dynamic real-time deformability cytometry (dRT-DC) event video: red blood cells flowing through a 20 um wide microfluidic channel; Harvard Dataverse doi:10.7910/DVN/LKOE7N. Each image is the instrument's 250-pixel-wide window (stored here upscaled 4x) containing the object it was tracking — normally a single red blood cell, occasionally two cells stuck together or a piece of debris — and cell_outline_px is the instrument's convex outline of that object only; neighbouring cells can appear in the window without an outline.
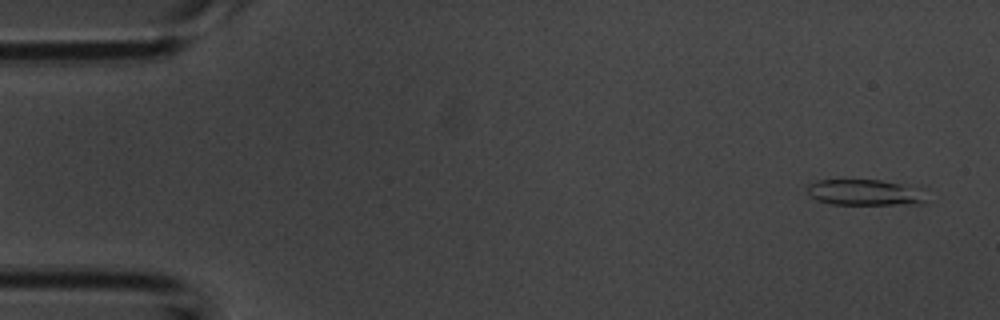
{"species": "common noctule bat (a hibernating species)", "species_latin": "Nyctalus noctula", "temperature_condition": "room temperature", "stored_images_in_passage": 53, "camera_frame_rate_fps": 3000, "um_per_image_px": 0.085, "animal": {"sex": "male", "body_mass_g": 20.1, "forearm_length_mm": 53.5}, "frame": {"image": 1, "passage_image": 3, "time_ms": 0.667, "image_size_px": [1000, 320], "cell_outline_px": [[928, 204], [832, 204], [816, 200], [808, 192], [808, 184], [816, 180], [880, 180], [908, 184], [920, 188]], "centroid_in_image_um": [73.57, 16.35], "position_along_channel_um": 11.4, "area_um2": 18.15}}
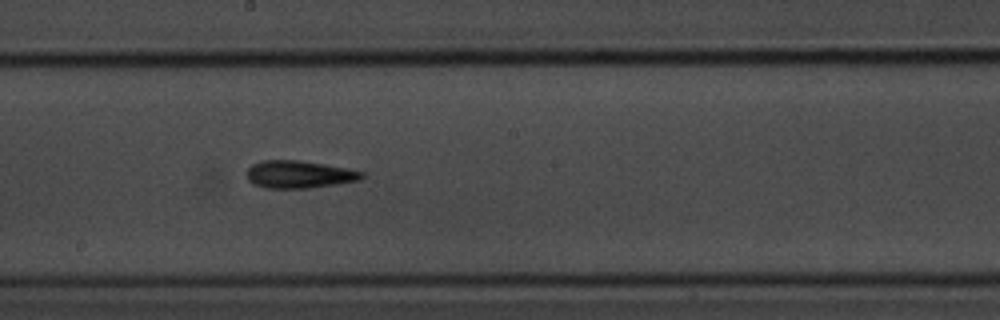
{"frame": {"image": 2, "passage_image": 29, "time_ms": 9.333, "image_size_px": [1000, 320], "cell_outline_px": [[364, 176], [360, 180], [336, 184], [308, 188], [264, 188], [252, 184], [248, 180], [248, 168], [252, 164], [260, 160], [300, 160], [348, 168], [364, 172]], "centroid_in_image_um": [25.41, 14.82], "position_along_channel_um": 222.8, "area_um2": 18.55}}
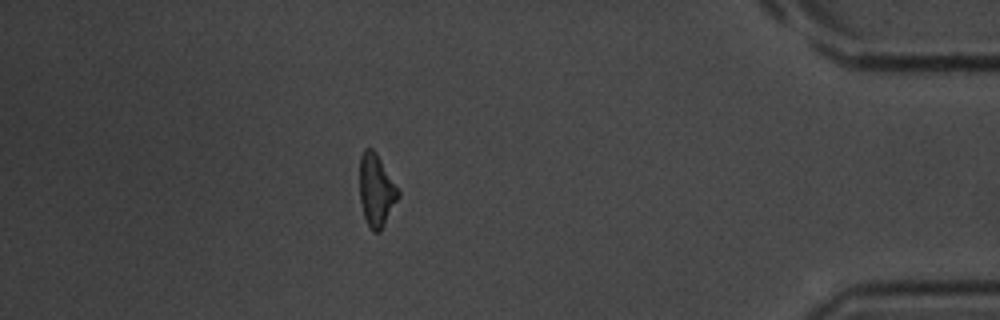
{"frame": {"image": 3, "passage_image": 47, "time_ms": 15.333, "image_size_px": [1000, 320], "cell_outline_px": [[400, 196], [380, 232], [372, 232], [364, 216], [360, 204], [360, 156], [364, 148], [372, 148], [376, 152], [400, 188]], "centroid_in_image_um": [32.01, 16.16], "position_along_channel_um": 403.2, "area_um2": 16.59}, "authors_computed_cell_mechanics": {"area_um2": 17.1088, "velocity_mm_per_s": 3.757, "shape_relaxation_time_tau1_ms": 3.3581, "shape_relaxation_time_tau2_ms": 5.471, "deformation_change_tau1": 0.15, "deformation_change_tau2": 0.2018}}